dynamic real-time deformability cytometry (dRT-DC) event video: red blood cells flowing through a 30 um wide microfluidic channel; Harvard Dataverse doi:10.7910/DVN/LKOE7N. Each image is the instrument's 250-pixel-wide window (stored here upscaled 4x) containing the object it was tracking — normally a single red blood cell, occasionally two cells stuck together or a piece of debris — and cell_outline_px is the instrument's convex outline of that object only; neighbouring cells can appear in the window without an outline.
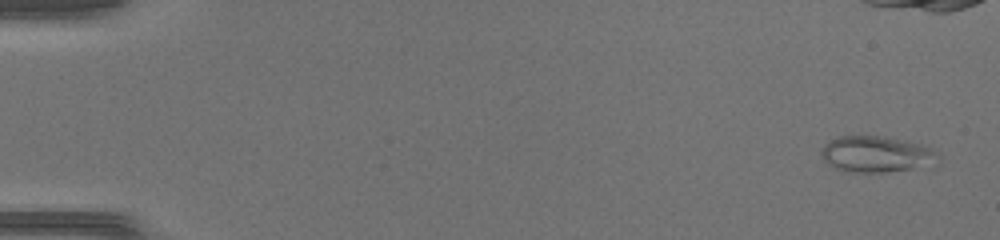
{"species": "common noctule bat (a hibernating species)", "species_latin": "Nyctalus noctula", "temperature_condition": "warm", "stored_images_in_passage": 47, "camera_frame_rate_fps": 3000, "um_per_image_px": 0.085, "animal": {"sex": "female", "body_mass_g": 17.0, "forearm_length_mm": 48.0}, "frame": {"image": 1, "passage_image": 2, "time_ms": 0.333, "image_size_px": [1000, 240], "cell_outline_px": [[940, 160], [932, 168], [884, 172], [844, 172], [828, 164], [824, 160], [820, 152], [824, 144], [836, 136], [884, 136], [908, 140], [932, 148], [940, 156]], "centroid_in_image_um": [74.58, 13.12], "position_along_channel_um": 10.4, "area_um2": 25.49}}
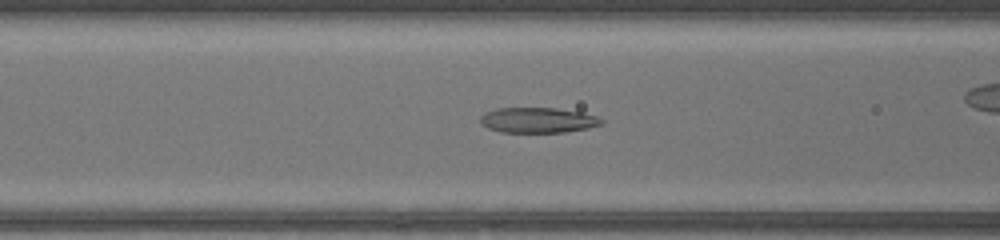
{"frame": {"image": 2, "passage_image": 20, "time_ms": 6.333, "image_size_px": [1000, 240], "cell_outline_px": [[604, 124], [588, 128], [564, 132], [500, 132], [488, 128], [480, 124], [480, 116], [484, 112], [496, 108], [556, 108], [584, 112], [596, 116], [604, 120]], "centroid_in_image_um": [45.72, 10.21], "position_along_channel_um": 120.9, "area_um2": 18.09}}
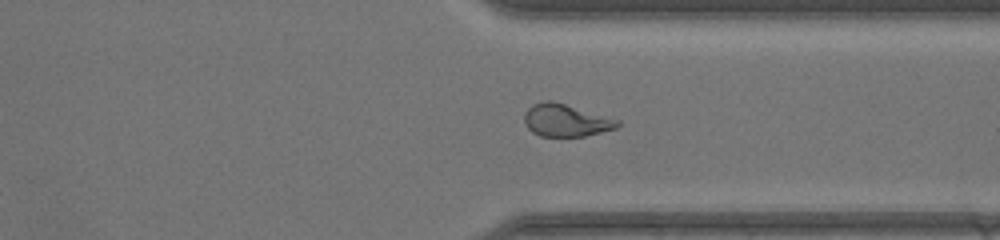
{"frame": {"image": 3, "passage_image": 36, "time_ms": 11.667, "image_size_px": [1000, 240], "cell_outline_px": [[620, 124], [616, 128], [584, 136], [540, 136], [532, 132], [528, 128], [524, 120], [524, 112], [532, 104], [544, 100], [552, 100], [620, 120]], "centroid_in_image_um": [48.07, 10.22], "position_along_channel_um": 363.3, "area_um2": 17.57}}